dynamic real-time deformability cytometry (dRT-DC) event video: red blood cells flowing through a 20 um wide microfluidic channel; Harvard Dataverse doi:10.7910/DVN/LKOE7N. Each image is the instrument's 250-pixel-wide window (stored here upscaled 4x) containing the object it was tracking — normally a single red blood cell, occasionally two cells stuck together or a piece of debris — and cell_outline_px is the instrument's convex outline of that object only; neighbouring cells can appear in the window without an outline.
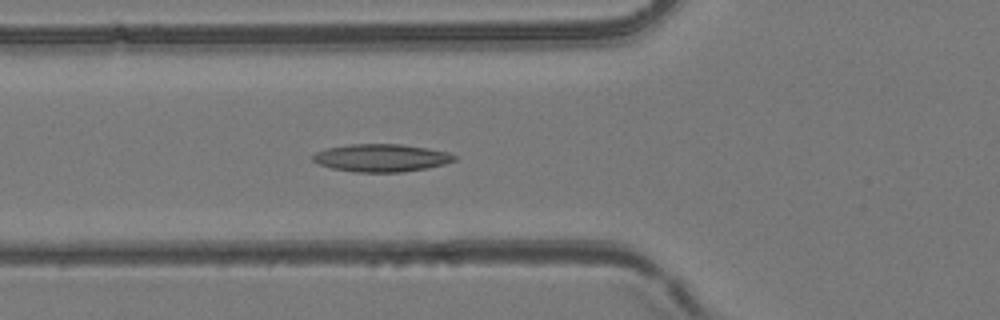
{"species": "common noctule bat (a hibernating species)", "species_latin": "Nyctalus noctula", "temperature_condition": "room temperature", "stored_images_in_passage": 53, "camera_frame_rate_fps": 3000, "um_per_image_px": 0.085, "animal": {"sex": "female", "body_mass_g": 24.6, "forearm_length_mm": 56.2}, "frame": {"image": 1, "passage_image": 19, "time_ms": 6.0, "image_size_px": [1000, 320], "cell_outline_px": [[456, 160], [444, 164], [428, 168], [404, 172], [356, 172], [332, 168], [320, 164], [312, 160], [312, 156], [316, 152], [324, 148], [348, 144], [400, 144], [428, 148], [448, 152], [456, 156]], "centroid_in_image_um": [32.41, 13.41], "position_along_channel_um": 93.4, "area_um2": 22.95}}
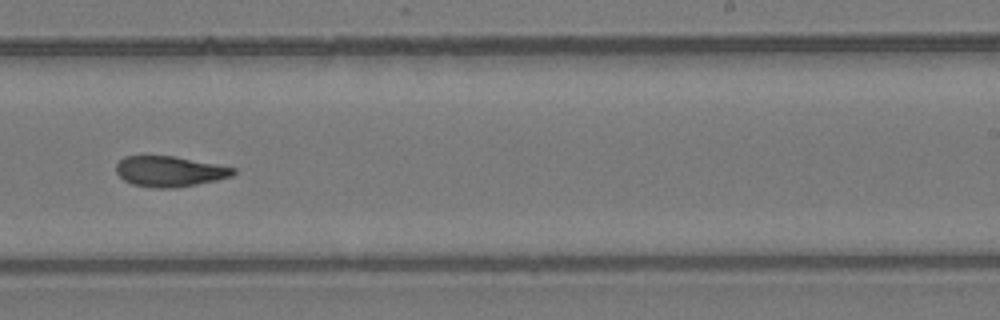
{"frame": {"image": 2, "passage_image": 33, "time_ms": 10.667, "image_size_px": [1000, 320], "cell_outline_px": [[236, 172], [232, 176], [216, 180], [176, 188], [156, 188], [132, 184], [124, 180], [116, 172], [116, 164], [124, 156], [176, 156], [236, 168]], "centroid_in_image_um": [14.42, 14.56], "position_along_channel_um": 274.6, "area_um2": 20.81}}
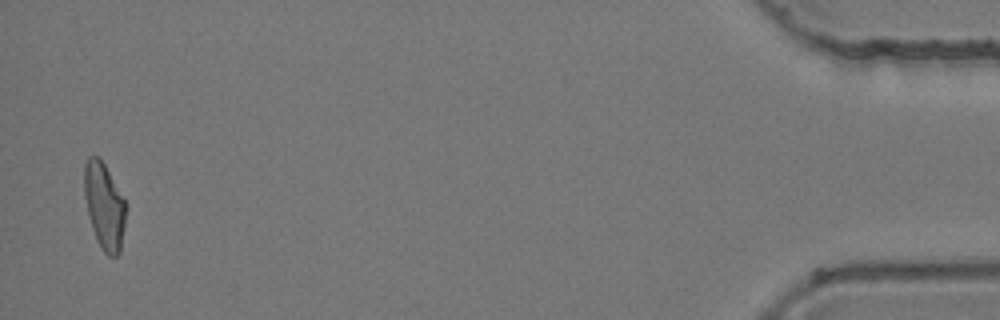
{"frame": {"image": 3, "passage_image": 52, "time_ms": 17.0, "image_size_px": [1000, 320], "cell_outline_px": [[124, 228], [120, 252], [116, 256], [108, 256], [100, 248], [96, 240], [92, 228], [84, 196], [84, 164], [88, 156], [96, 156], [104, 164], [124, 200]], "centroid_in_image_um": [8.83, 17.54], "position_along_channel_um": 426.4, "area_um2": 20.52}, "authors_computed_cell_mechanics": {"area_um2": 21.5594, "velocity_mm_per_s": 3.8791, "shape_relaxation_time_tau1_ms": null, "shape_relaxation_time_tau2_ms": 4.0138, "deformation_change_tau1": null, "deformation_change_tau2": 0.1181}}